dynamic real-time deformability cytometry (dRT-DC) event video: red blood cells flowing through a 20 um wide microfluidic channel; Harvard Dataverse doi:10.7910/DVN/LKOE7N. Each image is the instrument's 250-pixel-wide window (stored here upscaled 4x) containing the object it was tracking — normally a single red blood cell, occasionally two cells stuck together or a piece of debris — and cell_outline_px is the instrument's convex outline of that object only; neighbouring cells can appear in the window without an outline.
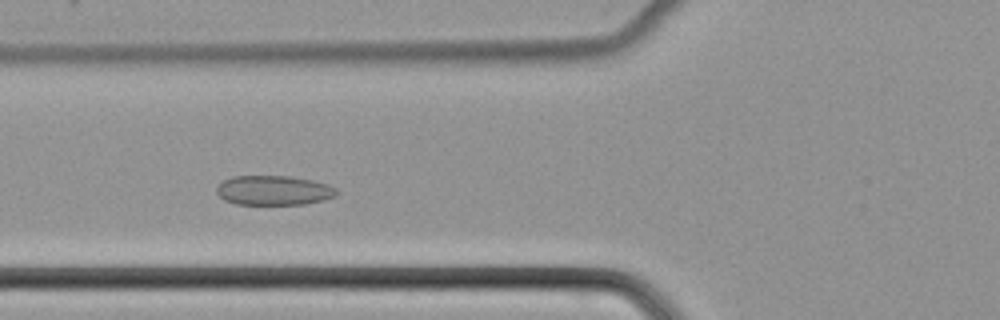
{"species": "common noctule bat (a hibernating species)", "species_latin": "Nyctalus noctula", "temperature_condition": "cold", "stored_images_in_passage": 41, "camera_frame_rate_fps": 3000, "um_per_image_px": 0.085, "animal": {"sex": "female", "body_mass_g": 22.7, "forearm_length_mm": 54.2}, "frame": {"image": 1, "passage_image": 10, "time_ms": 3.0, "image_size_px": [1000, 320], "cell_outline_px": [[336, 196], [304, 204], [236, 204], [224, 200], [216, 192], [216, 188], [224, 180], [232, 176], [288, 176], [312, 180], [328, 184], [336, 188]], "centroid_in_image_um": [23.24, 16.17], "position_along_channel_um": 102.6, "area_um2": 20.52}}
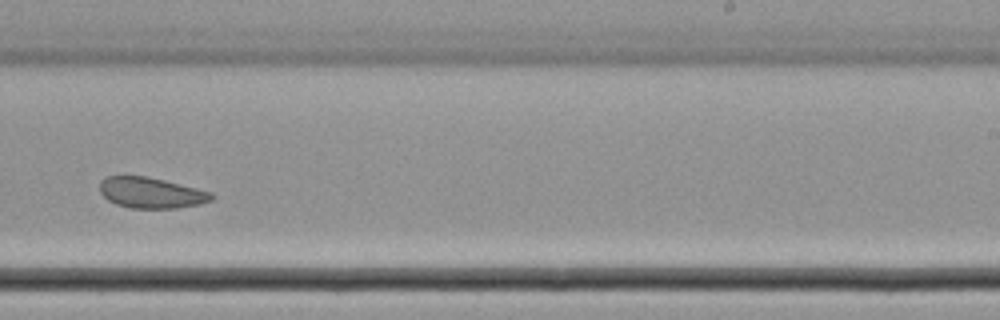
{"frame": {"image": 2, "passage_image": 23, "time_ms": 7.333, "image_size_px": [1000, 320], "cell_outline_px": [[212, 200], [200, 204], [176, 208], [128, 208], [116, 204], [108, 200], [100, 192], [100, 180], [104, 176], [148, 176], [212, 192]], "centroid_in_image_um": [12.81, 16.38], "position_along_channel_um": 276.2, "area_um2": 20.06}}
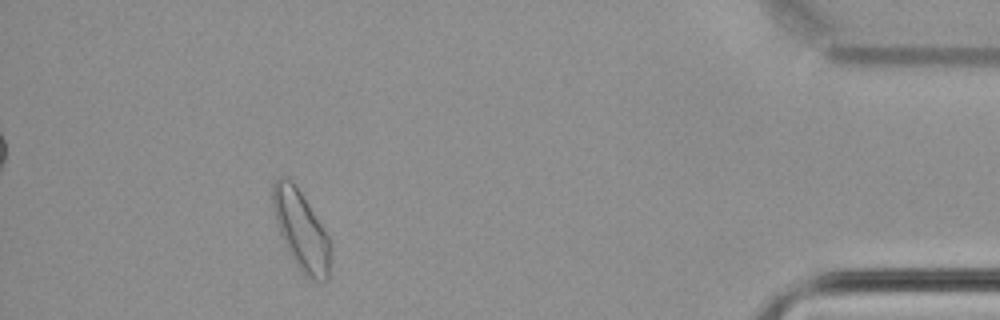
{"frame": {"image": 3, "passage_image": 37, "time_ms": 12.0, "image_size_px": [1000, 320], "cell_outline_px": [[332, 260], [328, 280], [316, 280], [304, 276], [292, 260], [288, 252], [276, 224], [272, 208], [272, 184], [276, 176], [288, 176], [296, 184], [324, 228], [332, 244]], "centroid_in_image_um": [25.6, 19.56], "position_along_channel_um": 409.6, "area_um2": 27.51}}